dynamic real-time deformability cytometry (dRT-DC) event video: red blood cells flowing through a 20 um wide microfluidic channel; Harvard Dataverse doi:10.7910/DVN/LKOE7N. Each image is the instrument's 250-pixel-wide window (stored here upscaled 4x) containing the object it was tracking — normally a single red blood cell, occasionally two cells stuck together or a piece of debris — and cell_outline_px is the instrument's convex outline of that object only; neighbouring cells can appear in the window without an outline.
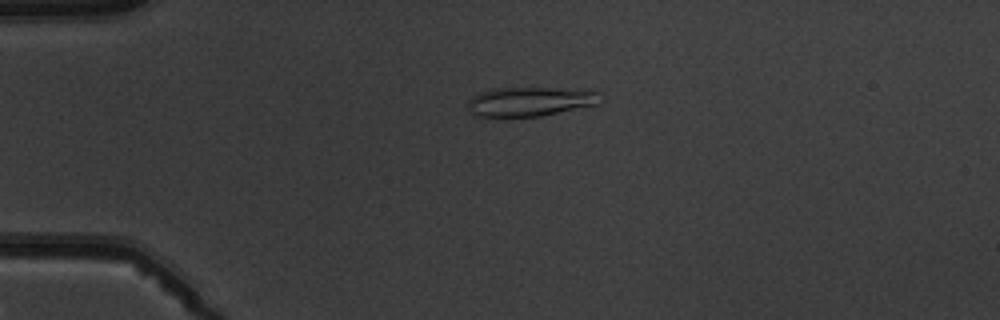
{"species": "common noctule bat (a hibernating species)", "species_latin": "Nyctalus noctula", "temperature_condition": "warm", "stored_images_in_passage": 5, "camera_frame_rate_fps": 3000, "um_per_image_px": 0.085, "animal": {"sex": "male", "body_mass_g": 19.5, "forearm_length_mm": 54.6}, "frame": {"image": 1, "passage_image": 4, "time_ms": 3.333, "image_size_px": [1000, 320], "cell_outline_px": [[600, 104], [540, 116], [504, 120], [496, 120], [472, 116], [468, 108], [468, 100], [472, 96], [480, 92], [492, 88], [548, 88], [600, 92]], "centroid_in_image_um": [44.9, 8.7], "position_along_channel_um": 40.1, "area_um2": 23.52}}